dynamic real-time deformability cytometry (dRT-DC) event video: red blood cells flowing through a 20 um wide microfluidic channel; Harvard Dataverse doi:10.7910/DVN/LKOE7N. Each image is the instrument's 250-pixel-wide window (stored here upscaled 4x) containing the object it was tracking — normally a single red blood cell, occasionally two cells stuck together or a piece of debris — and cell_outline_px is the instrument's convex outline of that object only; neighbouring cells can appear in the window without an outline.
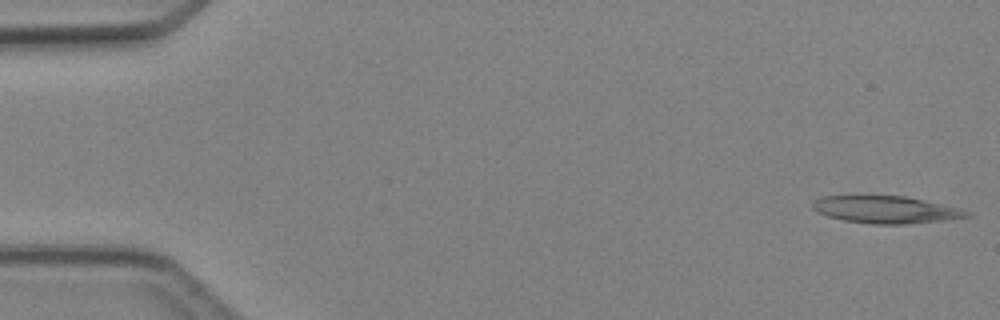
{"species": "Egyptian fruit bat (a non-hibernating species)", "species_latin": "Rousettus aegyptiacus", "temperature_condition": "cold", "stored_images_in_passage": 4, "camera_frame_rate_fps": 3000, "um_per_image_px": 0.085, "animal": {"sex": "female"}, "frame": {"image": 1, "passage_image": 1, "time_ms": 0.0, "image_size_px": [1000, 320], "cell_outline_px": [[972, 216], [908, 224], [872, 224], [844, 220], [828, 216], [812, 208], [812, 200], [820, 196], [904, 196], [956, 208], [968, 212]], "centroid_in_image_um": [75.2, 17.82], "position_along_channel_um": 9.8, "area_um2": 23.93}}
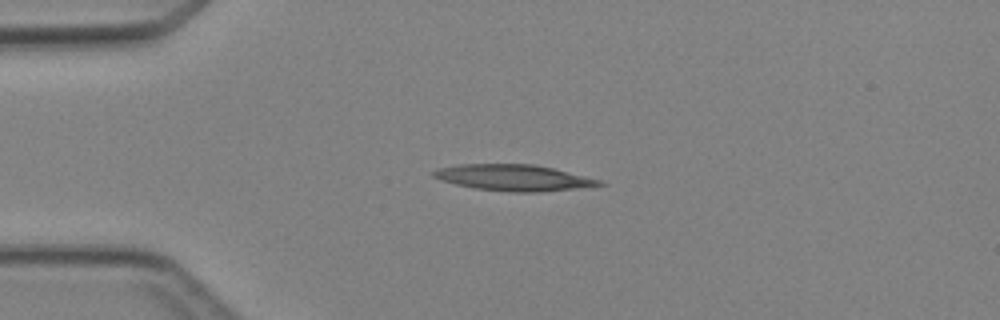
{"frame": {"image": 2, "passage_image": 4, "time_ms": 3.333, "image_size_px": [1000, 320], "cell_outline_px": [[608, 184], [536, 192], [512, 192], [476, 188], [456, 184], [440, 180], [432, 176], [432, 172], [436, 168], [460, 164], [532, 164], [552, 168], [600, 180]], "centroid_in_image_um": [43.58, 15.09], "position_along_channel_um": 41.4, "area_um2": 24.85}}